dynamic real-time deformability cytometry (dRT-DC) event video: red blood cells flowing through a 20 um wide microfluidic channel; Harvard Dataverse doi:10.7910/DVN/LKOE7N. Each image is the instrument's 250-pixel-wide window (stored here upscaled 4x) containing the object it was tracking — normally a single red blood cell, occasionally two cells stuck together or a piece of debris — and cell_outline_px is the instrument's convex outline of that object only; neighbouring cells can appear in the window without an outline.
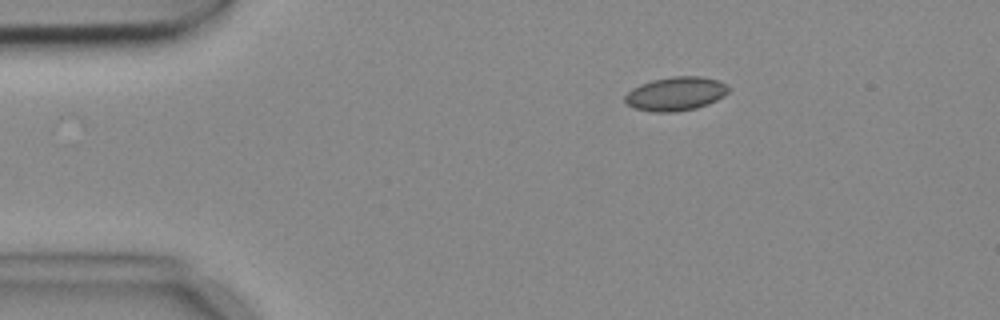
{"species": "common noctule bat (a hibernating species)", "species_latin": "Nyctalus noctula", "temperature_condition": "cold", "stored_images_in_passage": 5, "camera_frame_rate_fps": 3000, "um_per_image_px": 0.085, "animal": {"sex": "female", "body_mass_g": 18.4}, "frame": {"image": 1, "passage_image": 2, "time_ms": 0.333, "image_size_px": [1000, 320], "cell_outline_px": [[732, 88], [724, 96], [708, 104], [696, 108], [672, 112], [656, 112], [636, 108], [628, 104], [624, 100], [624, 96], [632, 88], [640, 84], [652, 80], [672, 76], [700, 76], [720, 80], [728, 84]], "centroid_in_image_um": [57.49, 7.95], "position_along_channel_um": 27.5, "area_um2": 20.52}}
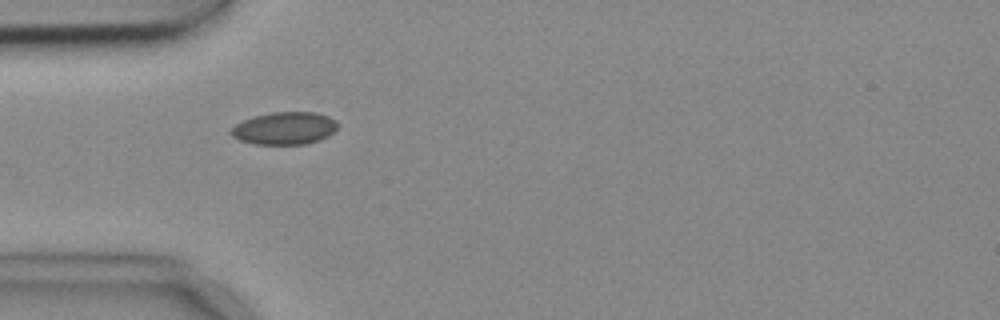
{"frame": {"image": 2, "passage_image": 4, "time_ms": 1.0, "image_size_px": [1000, 320], "cell_outline_px": [[336, 128], [328, 136], [304, 144], [256, 144], [240, 140], [232, 136], [232, 128], [236, 124], [252, 116], [272, 112], [316, 112], [328, 116], [336, 120]], "centroid_in_image_um": [24.18, 10.89], "position_along_channel_um": 60.8, "area_um2": 19.94}}